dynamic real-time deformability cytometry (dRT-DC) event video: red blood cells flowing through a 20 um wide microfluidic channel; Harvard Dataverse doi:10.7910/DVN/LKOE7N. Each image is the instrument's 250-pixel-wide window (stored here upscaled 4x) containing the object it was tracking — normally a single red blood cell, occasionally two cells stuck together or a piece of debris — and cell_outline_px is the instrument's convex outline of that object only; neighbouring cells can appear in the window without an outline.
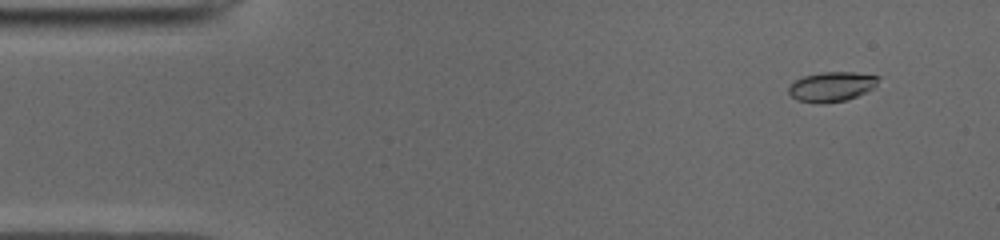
{"species": "common noctule bat (a hibernating species)", "species_latin": "Nyctalus noctula", "temperature_condition": "cold", "stored_images_in_passage": 11, "camera_frame_rate_fps": 3000, "um_per_image_px": 0.085, "animal": {"sex": "male", "body_mass_g": 19.0, "forearm_length_mm": 50.8}, "frame": {"image": 1, "passage_image": 1, "time_ms": 0.0, "image_size_px": [1000, 240], "cell_outline_px": [[880, 76], [876, 88], [856, 96], [844, 100], [824, 104], [820, 104], [796, 100], [788, 92], [788, 88], [796, 80], [804, 76], [820, 72], [852, 72]], "centroid_in_image_um": [70.71, 7.37], "position_along_channel_um": 14.3, "area_um2": 15.61}}
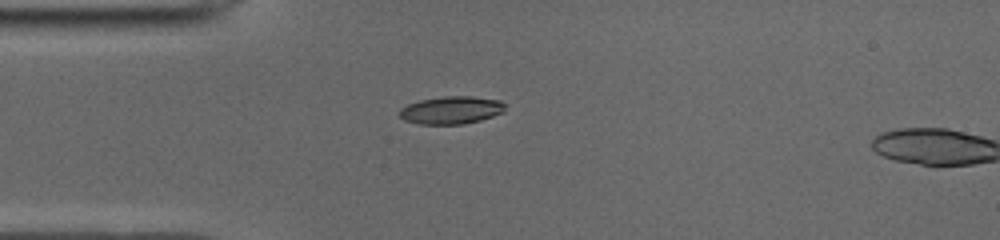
{"frame": {"image": 2, "passage_image": 10, "time_ms": 3.0, "image_size_px": [1000, 240], "cell_outline_px": [[504, 112], [480, 120], [464, 124], [420, 124], [404, 120], [400, 116], [400, 108], [408, 104], [420, 100], [444, 96], [472, 96], [500, 100], [504, 104]], "centroid_in_image_um": [38.36, 9.36], "position_along_channel_um": 46.6, "area_um2": 16.99}}